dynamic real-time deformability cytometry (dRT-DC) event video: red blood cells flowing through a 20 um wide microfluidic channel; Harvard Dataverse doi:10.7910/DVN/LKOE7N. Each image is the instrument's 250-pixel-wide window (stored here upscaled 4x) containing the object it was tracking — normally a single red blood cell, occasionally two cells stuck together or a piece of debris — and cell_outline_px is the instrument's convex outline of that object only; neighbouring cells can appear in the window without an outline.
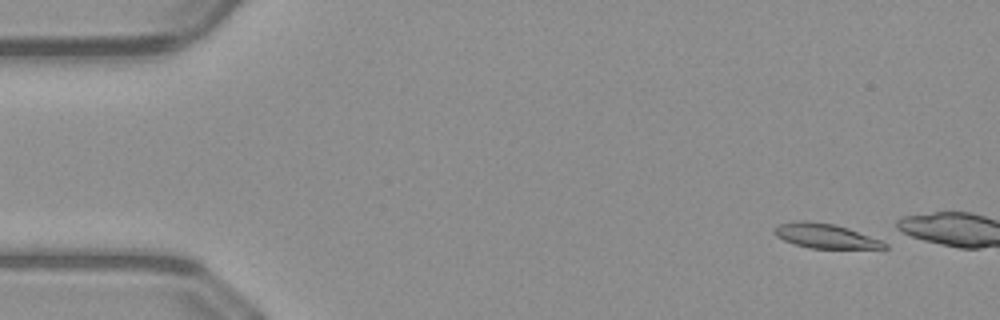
{"species": "common noctule bat (a hibernating species)", "species_latin": "Nyctalus noctula", "temperature_condition": "warm", "stored_images_in_passage": 8, "camera_frame_rate_fps": 3000, "um_per_image_px": 0.085, "animal": {"sex": "male", "body_mass_g": 23.1, "forearm_length_mm": 52.7}, "frame": {"image": 1, "passage_image": 2, "time_ms": 0.333, "image_size_px": [1000, 320], "cell_outline_px": [[888, 248], [808, 248], [784, 240], [776, 236], [772, 232], [780, 224], [800, 220], [804, 220], [832, 224], [848, 228], [880, 240], [888, 244]], "centroid_in_image_um": [70.14, 20.06], "position_along_channel_um": 14.9, "area_um2": 15.43}}